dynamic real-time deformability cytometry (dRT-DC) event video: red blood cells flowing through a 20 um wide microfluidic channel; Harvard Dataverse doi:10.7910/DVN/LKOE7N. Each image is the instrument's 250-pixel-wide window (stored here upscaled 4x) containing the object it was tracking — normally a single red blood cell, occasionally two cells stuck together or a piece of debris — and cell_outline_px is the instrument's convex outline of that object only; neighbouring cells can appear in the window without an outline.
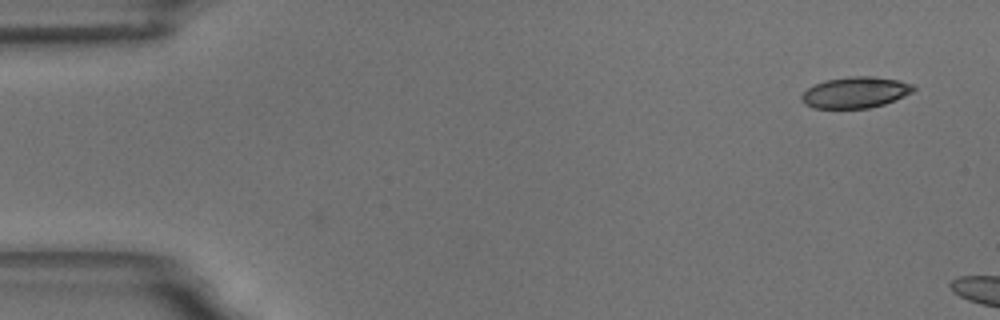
{"species": "common noctule bat (a hibernating species)", "species_latin": "Nyctalus noctula", "temperature_condition": "room temperature", "stored_images_in_passage": 4, "camera_frame_rate_fps": 3000, "um_per_image_px": 0.085, "animal": {"sex": "male", "body_mass_g": 18.8}, "frame": {"image": 1, "passage_image": 4, "time_ms": 1.0, "image_size_px": [1000, 320], "cell_outline_px": [[916, 88], [912, 92], [904, 96], [884, 104], [868, 108], [812, 108], [804, 104], [800, 100], [800, 96], [808, 88], [824, 80], [848, 76], [868, 76], [896, 80], [912, 84]], "centroid_in_image_um": [72.66, 7.86], "position_along_channel_um": 12.3, "area_um2": 20.23}}